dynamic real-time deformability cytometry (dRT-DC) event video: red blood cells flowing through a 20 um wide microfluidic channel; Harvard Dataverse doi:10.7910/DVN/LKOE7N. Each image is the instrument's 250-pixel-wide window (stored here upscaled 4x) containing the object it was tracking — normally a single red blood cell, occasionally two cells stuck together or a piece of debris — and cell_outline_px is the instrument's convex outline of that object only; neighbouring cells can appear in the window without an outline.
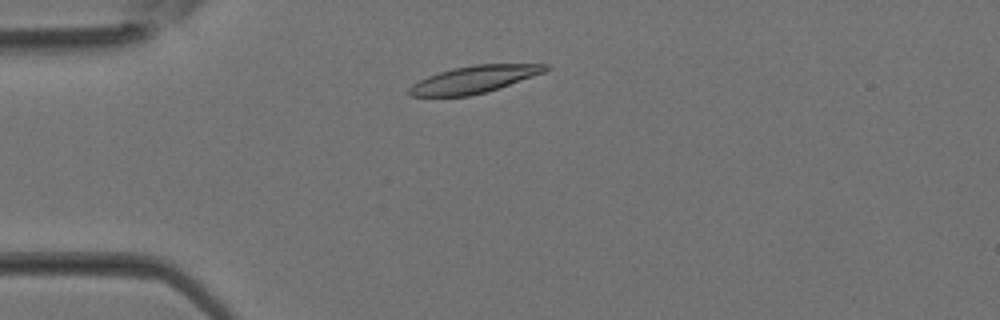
{"species": "Egyptian fruit bat (a non-hibernating species)", "species_latin": "Rousettus aegyptiacus", "temperature_condition": "room temperature", "stored_images_in_passage": 32, "camera_frame_rate_fps": 3000, "um_per_image_px": 0.085, "animal": {"sex": "female"}, "frame": {"image": 1, "passage_image": 5, "time_ms": 1.333, "image_size_px": [1000, 320], "cell_outline_px": [[548, 68], [544, 72], [484, 92], [468, 96], [408, 96], [408, 88], [412, 84], [428, 76], [452, 68], [476, 64], [548, 64]], "centroid_in_image_um": [40.23, 6.74], "position_along_channel_um": 44.8, "area_um2": 21.1}}
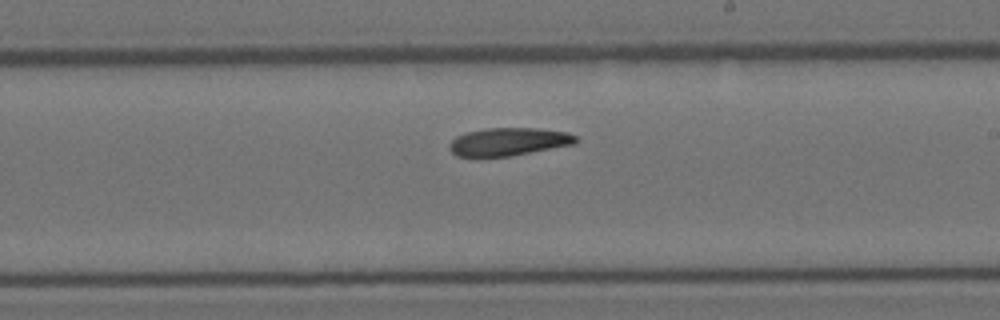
{"frame": {"image": 2, "passage_image": 17, "time_ms": 5.333, "image_size_px": [1000, 320], "cell_outline_px": [[580, 140], [576, 144], [512, 156], [480, 160], [456, 156], [448, 148], [448, 144], [456, 136], [468, 132], [488, 128], [536, 128], [568, 132], [576, 136]], "centroid_in_image_um": [43.19, 12.09], "position_along_channel_um": 245.8, "area_um2": 21.5}}
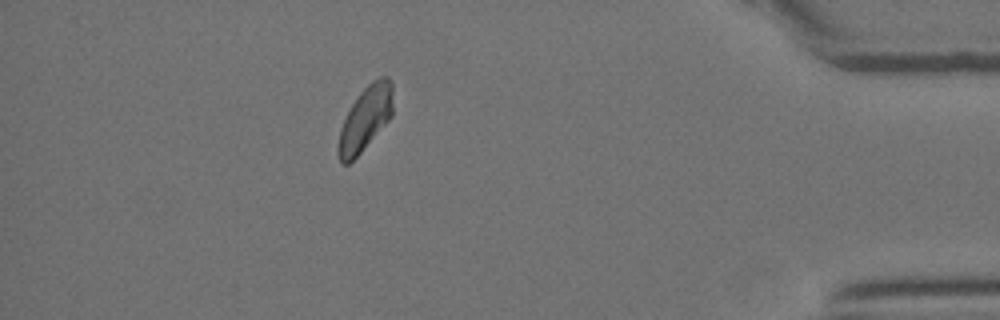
{"frame": {"image": 3, "passage_image": 28, "time_ms": 9.0, "image_size_px": [1000, 320], "cell_outline_px": [[392, 116], [360, 152], [348, 164], [340, 164], [336, 152], [336, 148], [340, 128], [352, 104], [360, 92], [372, 80], [380, 76], [388, 76], [392, 80]], "centroid_in_image_um": [31.03, 10.07], "position_along_channel_um": 404.2, "area_um2": 20.4}}